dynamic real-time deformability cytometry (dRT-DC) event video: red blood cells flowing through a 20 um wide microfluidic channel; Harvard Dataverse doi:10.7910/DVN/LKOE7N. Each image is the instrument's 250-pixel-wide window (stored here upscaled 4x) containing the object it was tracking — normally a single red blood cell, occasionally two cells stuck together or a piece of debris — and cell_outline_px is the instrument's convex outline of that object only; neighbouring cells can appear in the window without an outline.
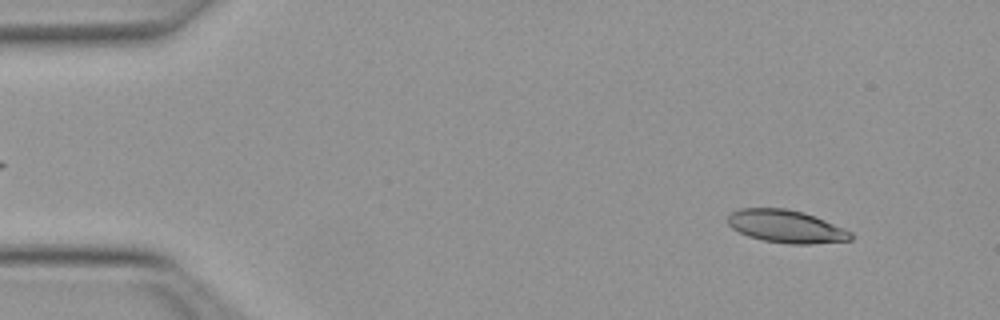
{"species": "Egyptian fruit bat (a non-hibernating species)", "species_latin": "Rousettus aegyptiacus", "temperature_condition": "warm", "stored_images_in_passage": 50, "camera_frame_rate_fps": 3000, "um_per_image_px": 0.085, "animal": {"sex": "female"}, "frame": {"image": 1, "passage_image": 4, "time_ms": 1.0, "image_size_px": [1000, 320], "cell_outline_px": [[852, 240], [812, 244], [788, 244], [764, 240], [748, 236], [732, 228], [728, 224], [728, 216], [732, 212], [740, 208], [788, 208], [804, 212], [824, 220], [852, 232]], "centroid_in_image_um": [66.82, 19.24], "position_along_channel_um": 18.2, "area_um2": 23.41}}
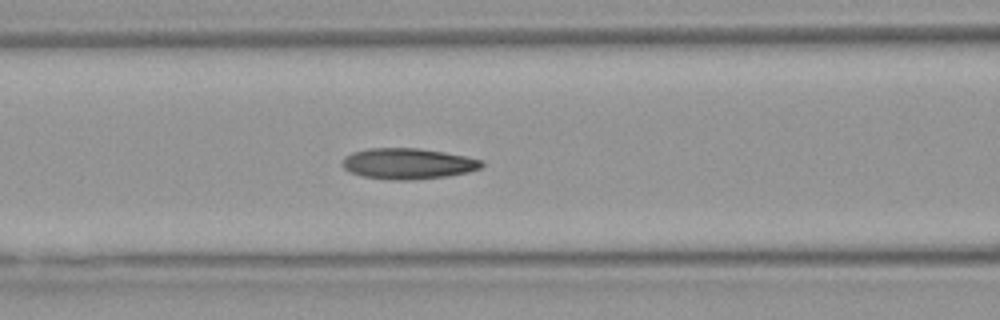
{"frame": {"image": 2, "passage_image": 20, "time_ms": 6.333, "image_size_px": [1000, 320], "cell_outline_px": [[484, 164], [480, 168], [468, 172], [448, 176], [408, 180], [392, 180], [360, 176], [348, 172], [344, 168], [344, 160], [352, 152], [368, 148], [416, 148], [444, 152], [464, 156], [480, 160]], "centroid_in_image_um": [34.66, 13.92], "position_along_channel_um": 131.9, "area_um2": 24.85}}
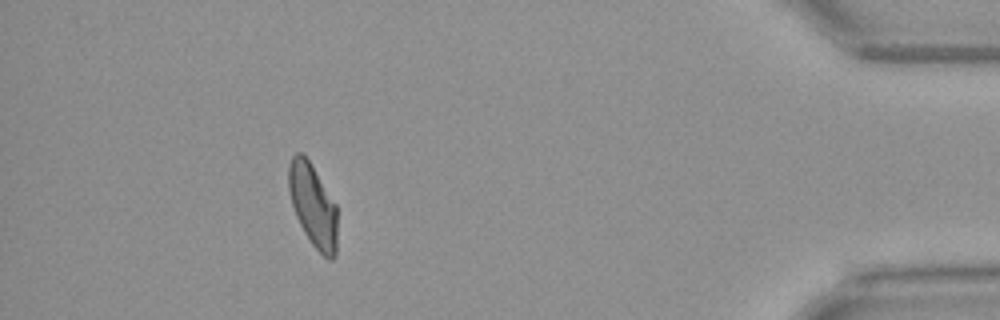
{"frame": {"image": 3, "passage_image": 45, "time_ms": 14.667, "image_size_px": [1000, 320], "cell_outline_px": [[336, 256], [332, 260], [328, 260], [312, 244], [304, 232], [296, 216], [292, 204], [288, 188], [288, 168], [292, 156], [296, 152], [300, 152], [308, 160], [336, 204]], "centroid_in_image_um": [26.59, 17.48], "position_along_channel_um": 408.6, "area_um2": 23.18}, "authors_computed_cell_mechanics": {"area_um2": 24.1315, "velocity_mm_per_s": 3.9972, "shape_relaxation_time_tau1_ms": 5.7754, "shape_relaxation_time_tau2_ms": 1.9133, "deformation_change_tau1": 0.2014, "deformation_change_tau2": 0.0818}}